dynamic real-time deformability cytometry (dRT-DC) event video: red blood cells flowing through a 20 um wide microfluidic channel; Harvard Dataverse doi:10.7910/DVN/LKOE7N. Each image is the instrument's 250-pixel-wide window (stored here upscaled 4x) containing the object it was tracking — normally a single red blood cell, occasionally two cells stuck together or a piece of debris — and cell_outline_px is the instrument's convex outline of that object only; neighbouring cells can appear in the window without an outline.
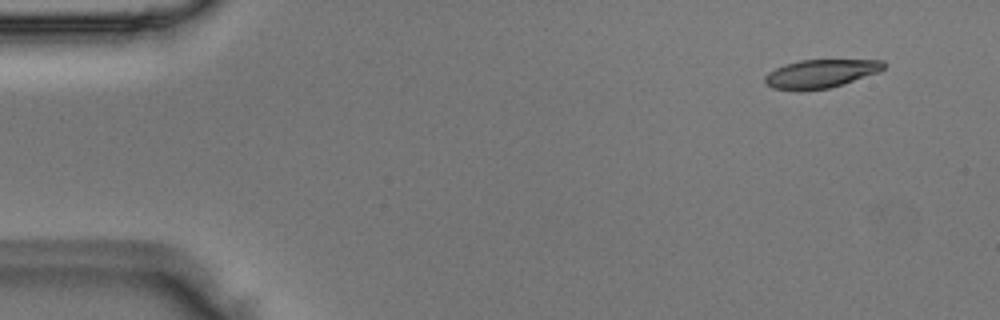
{"species": "Egyptian fruit bat (a non-hibernating species)", "species_latin": "Rousettus aegyptiacus", "temperature_condition": "room temperature", "stored_images_in_passage": 4, "camera_frame_rate_fps": 3000, "um_per_image_px": 0.085, "animal": {"sex": "male"}, "frame": {"image": 1, "passage_image": 1, "time_ms": 0.0, "image_size_px": [1000, 320], "cell_outline_px": [[884, 68], [880, 72], [828, 88], [796, 92], [772, 88], [764, 80], [764, 76], [768, 72], [784, 64], [800, 60], [884, 60]], "centroid_in_image_um": [69.71, 6.27], "position_along_channel_um": 15.3, "area_um2": 19.77}}
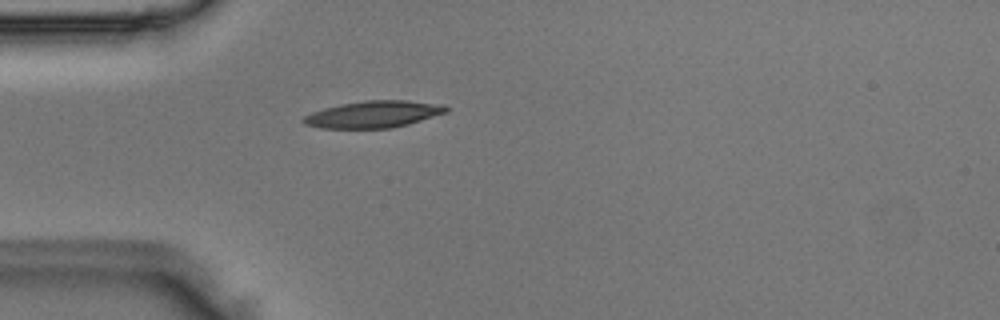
{"frame": {"image": 2, "passage_image": 4, "time_ms": 1.0, "image_size_px": [1000, 320], "cell_outline_px": [[448, 112], [408, 124], [392, 128], [320, 128], [304, 124], [300, 120], [304, 116], [312, 112], [324, 108], [340, 104], [364, 100], [408, 100], [432, 104], [448, 108]], "centroid_in_image_um": [31.67, 9.72], "position_along_channel_um": 53.3, "area_um2": 22.14}}